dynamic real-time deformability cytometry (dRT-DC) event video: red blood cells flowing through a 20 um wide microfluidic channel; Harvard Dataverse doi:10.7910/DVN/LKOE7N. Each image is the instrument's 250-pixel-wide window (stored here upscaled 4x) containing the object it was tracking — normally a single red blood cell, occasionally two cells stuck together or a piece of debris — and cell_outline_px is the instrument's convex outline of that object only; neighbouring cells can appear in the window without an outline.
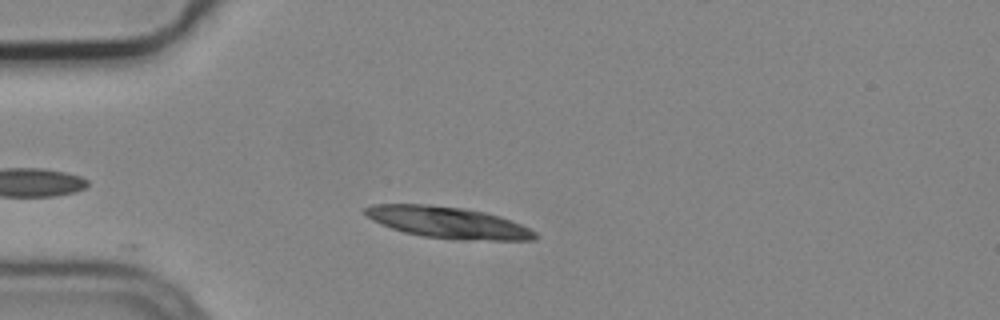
{"species": "common noctule bat (a hibernating species)", "species_latin": "Nyctalus noctula", "temperature_condition": "cold", "stored_images_in_passage": 4, "camera_frame_rate_fps": 3000, "um_per_image_px": 0.085, "animal": {"sex": "male", "body_mass_g": 19.2, "forearm_length_mm": 51.8}, "frame": {"image": 1, "passage_image": 3, "time_ms": 0.667, "image_size_px": [1000, 320], "cell_outline_px": [[540, 236], [536, 240], [456, 240], [420, 236], [404, 232], [380, 224], [372, 220], [364, 212], [364, 208], [372, 204], [428, 204], [464, 208], [484, 212], [500, 216], [512, 220], [536, 232]], "centroid_in_image_um": [38.1, 18.92], "position_along_channel_um": 46.9, "area_um2": 31.44}}